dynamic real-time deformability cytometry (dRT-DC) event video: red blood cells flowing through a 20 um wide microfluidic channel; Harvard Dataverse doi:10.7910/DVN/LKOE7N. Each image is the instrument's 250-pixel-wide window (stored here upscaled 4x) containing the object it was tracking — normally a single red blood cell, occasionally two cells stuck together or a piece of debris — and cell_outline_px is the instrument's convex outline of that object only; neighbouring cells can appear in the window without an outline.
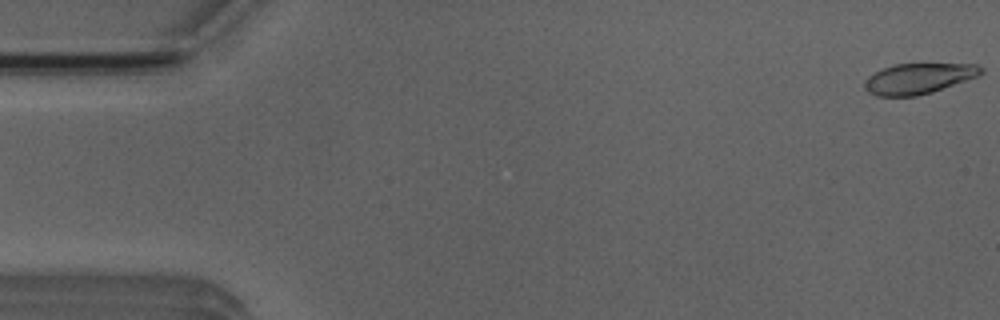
{"species": "Egyptian fruit bat (a non-hibernating species)", "species_latin": "Rousettus aegyptiacus", "temperature_condition": "room temperature", "stored_images_in_passage": 6, "camera_frame_rate_fps": 3000, "um_per_image_px": 0.085, "animal": {"sex": "male"}, "frame": {"image": 1, "passage_image": 1, "time_ms": 0.0, "image_size_px": [1000, 320], "cell_outline_px": [[984, 72], [980, 76], [932, 92], [916, 96], [876, 96], [868, 92], [864, 88], [864, 80], [868, 76], [884, 68], [896, 64], [976, 64], [984, 68]], "centroid_in_image_um": [78.1, 6.68], "position_along_channel_um": 6.9, "area_um2": 20.81}}